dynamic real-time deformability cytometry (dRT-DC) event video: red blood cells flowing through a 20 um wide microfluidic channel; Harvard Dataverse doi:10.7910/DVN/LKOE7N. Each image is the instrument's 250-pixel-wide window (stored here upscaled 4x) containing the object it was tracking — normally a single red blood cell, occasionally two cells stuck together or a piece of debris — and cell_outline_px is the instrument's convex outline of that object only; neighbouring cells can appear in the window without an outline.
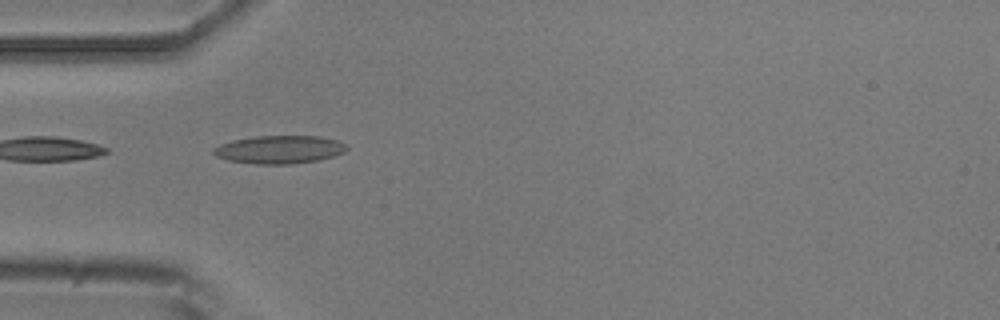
{"species": "common noctule bat (a hibernating species)", "species_latin": "Nyctalus noctula", "temperature_condition": "room temperature", "stored_images_in_passage": 5, "camera_frame_rate_fps": 3000, "um_per_image_px": 0.085, "animal": {"sex": "male", "body_mass_g": 20.5, "forearm_length_mm": 52.5}, "frame": {"image": 1, "passage_image": 4, "time_ms": 4.333, "image_size_px": [1000, 320], "cell_outline_px": [[348, 148], [344, 152], [332, 156], [316, 160], [292, 164], [256, 164], [228, 160], [216, 156], [212, 152], [212, 148], [220, 144], [232, 140], [256, 136], [320, 136], [336, 140], [344, 144]], "centroid_in_image_um": [23.71, 12.71], "position_along_channel_um": 61.3, "area_um2": 21.68}}